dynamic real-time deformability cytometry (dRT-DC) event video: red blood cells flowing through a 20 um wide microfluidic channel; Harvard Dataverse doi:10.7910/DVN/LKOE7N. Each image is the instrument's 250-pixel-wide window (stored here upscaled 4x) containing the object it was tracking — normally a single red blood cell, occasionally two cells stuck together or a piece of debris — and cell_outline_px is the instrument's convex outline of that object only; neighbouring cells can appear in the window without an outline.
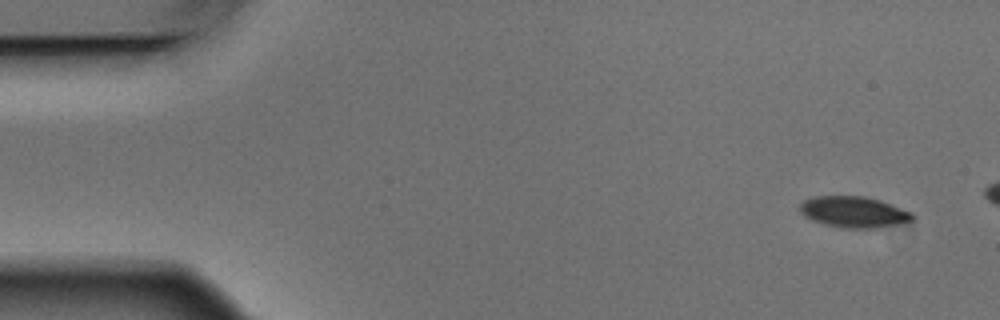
{"species": "Egyptian fruit bat (a non-hibernating species)", "species_latin": "Rousettus aegyptiacus", "temperature_condition": "warm", "stored_images_in_passage": 3, "camera_frame_rate_fps": 3000, "um_per_image_px": 0.085, "animal": {"sex": "male"}, "frame": {"image": 1, "passage_image": 1, "time_ms": 0.0, "image_size_px": [1000, 320], "cell_outline_px": [[916, 216], [908, 224], [876, 228], [844, 228], [824, 224], [812, 220], [804, 216], [800, 212], [800, 204], [804, 200], [816, 196], [864, 196], [880, 200], [912, 212]], "centroid_in_image_um": [72.63, 18.03], "position_along_channel_um": 12.4, "area_um2": 20.69}}